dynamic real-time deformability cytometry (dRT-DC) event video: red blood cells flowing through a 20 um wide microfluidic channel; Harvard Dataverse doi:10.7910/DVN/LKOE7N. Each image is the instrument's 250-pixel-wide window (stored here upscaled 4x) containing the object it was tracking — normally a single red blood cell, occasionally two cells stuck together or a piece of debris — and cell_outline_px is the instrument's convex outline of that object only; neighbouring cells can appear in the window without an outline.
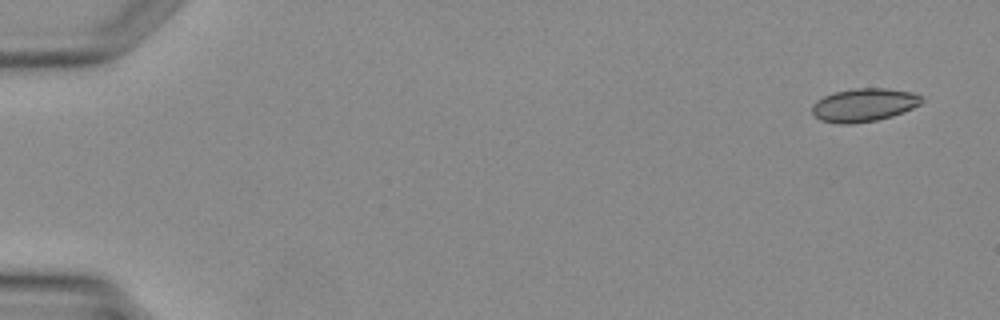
{"species": "Egyptian fruit bat (a non-hibernating species)", "species_latin": "Rousettus aegyptiacus", "temperature_condition": "warm", "stored_images_in_passage": 4, "camera_frame_rate_fps": 3000, "um_per_image_px": 0.085, "animal": {"sex": "female"}, "frame": {"image": 1, "passage_image": 1, "time_ms": 0.0, "image_size_px": [1000, 320], "cell_outline_px": [[924, 100], [920, 104], [904, 112], [892, 116], [876, 120], [852, 124], [840, 124], [820, 120], [812, 112], [812, 104], [816, 100], [824, 96], [836, 92], [852, 88], [884, 88], [912, 92], [924, 96]], "centroid_in_image_um": [73.45, 8.92], "position_along_channel_um": 11.6, "area_um2": 21.33}}
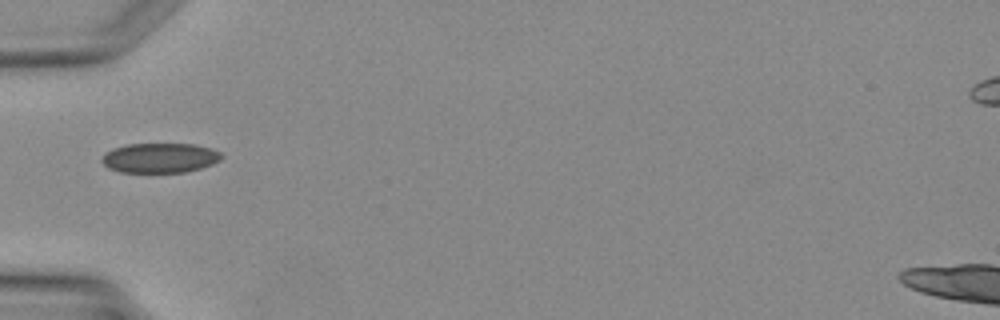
{"frame": {"image": 2, "passage_image": 4, "time_ms": 4.0, "image_size_px": [1000, 320], "cell_outline_px": [[224, 156], [220, 160], [212, 164], [200, 168], [184, 172], [120, 172], [108, 168], [100, 160], [112, 148], [128, 144], [192, 144], [208, 148], [220, 152]], "centroid_in_image_um": [13.58, 13.42], "position_along_channel_um": 71.4, "area_um2": 20.58}}